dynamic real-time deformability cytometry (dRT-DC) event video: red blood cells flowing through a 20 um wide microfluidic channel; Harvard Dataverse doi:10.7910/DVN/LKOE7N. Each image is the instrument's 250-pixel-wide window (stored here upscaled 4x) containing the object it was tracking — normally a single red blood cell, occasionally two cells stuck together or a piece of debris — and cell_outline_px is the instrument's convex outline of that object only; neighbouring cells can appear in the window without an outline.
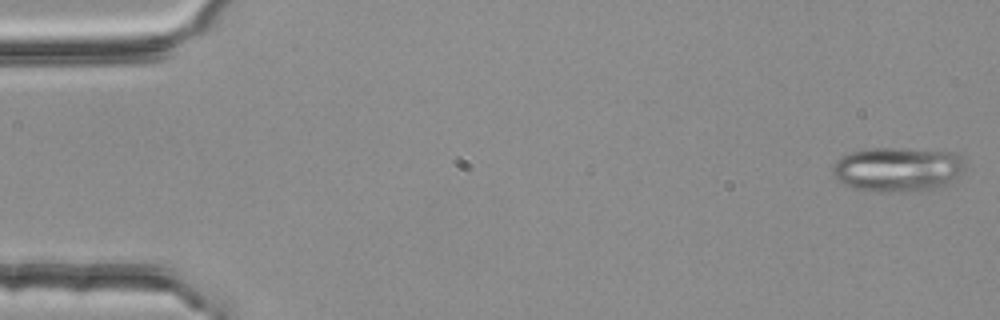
{"species": "common noctule bat (a hibernating species)", "species_latin": "Nyctalus noctula", "temperature_condition": "room temperature", "stored_images_in_passage": 53, "segment_of_instrument_passage": [1, 2], "camera_frame_rate_fps": 3000, "um_per_image_px": 0.085, "animal": {"sex": "female", "body_mass_g": 25.1}, "frame": {"image": 1, "passage_image": 1, "time_ms": 0.0, "image_size_px": [1000, 320], "cell_outline_px": [[964, 172], [940, 188], [920, 192], [876, 192], [852, 188], [836, 180], [832, 176], [832, 168], [836, 160], [840, 156], [852, 152], [872, 148], [904, 148], [956, 152], [964, 160]], "centroid_in_image_um": [76.3, 14.41], "position_along_channel_um": 8.7, "area_um2": 35.14}}